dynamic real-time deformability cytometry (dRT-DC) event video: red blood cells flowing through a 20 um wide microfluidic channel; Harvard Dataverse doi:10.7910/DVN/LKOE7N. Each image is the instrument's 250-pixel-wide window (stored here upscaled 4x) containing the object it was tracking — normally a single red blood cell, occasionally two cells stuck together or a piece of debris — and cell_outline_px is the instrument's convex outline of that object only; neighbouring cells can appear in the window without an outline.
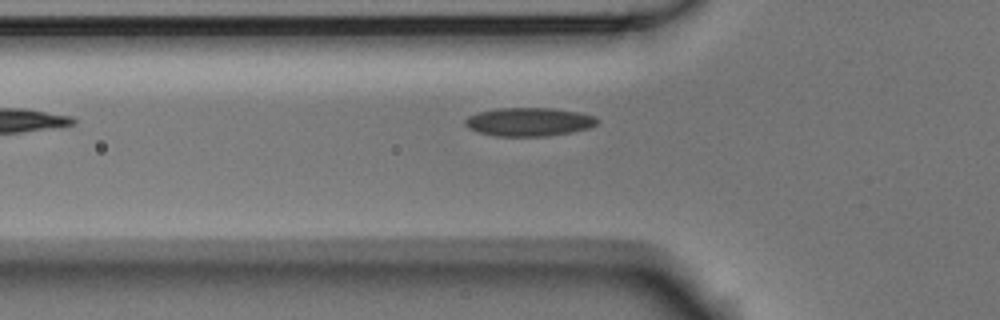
{"species": "Egyptian fruit bat (a non-hibernating species)", "species_latin": "Rousettus aegyptiacus", "temperature_condition": "room temperature", "stored_images_in_passage": 6, "camera_frame_rate_fps": 3000, "um_per_image_px": 0.085, "animal": {"sex": "male"}, "frame": {"image": 1, "passage_image": 5, "time_ms": 1.333, "image_size_px": [1000, 320], "cell_outline_px": [[600, 120], [592, 128], [572, 132], [548, 136], [496, 136], [476, 132], [468, 128], [464, 124], [464, 120], [468, 116], [480, 112], [500, 108], [552, 108], [580, 112], [596, 116]], "centroid_in_image_um": [45.0, 10.36], "position_along_channel_um": 80.8, "area_um2": 22.2}}
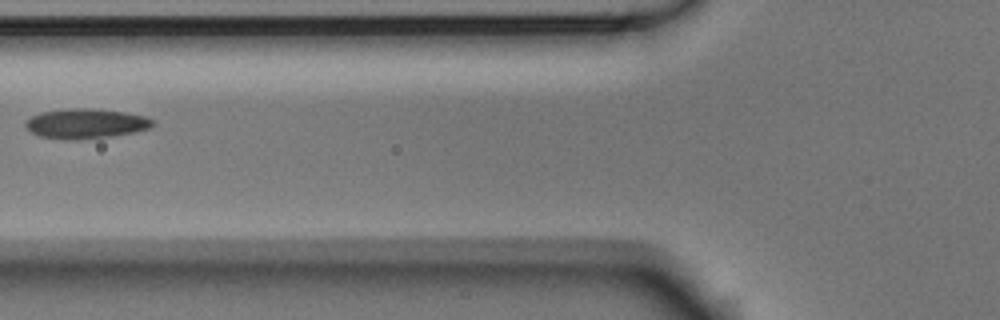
{"frame": {"image": 2, "passage_image": 6, "time_ms": 1.667, "image_size_px": [1000, 320], "cell_outline_px": [[152, 124], [148, 128], [132, 132], [112, 136], [76, 140], [68, 140], [40, 136], [32, 132], [24, 124], [32, 116], [40, 112], [68, 108], [88, 108], [124, 112], [144, 116], [152, 120]], "centroid_in_image_um": [7.25, 10.5], "position_along_channel_um": 118.6, "area_um2": 21.79}}